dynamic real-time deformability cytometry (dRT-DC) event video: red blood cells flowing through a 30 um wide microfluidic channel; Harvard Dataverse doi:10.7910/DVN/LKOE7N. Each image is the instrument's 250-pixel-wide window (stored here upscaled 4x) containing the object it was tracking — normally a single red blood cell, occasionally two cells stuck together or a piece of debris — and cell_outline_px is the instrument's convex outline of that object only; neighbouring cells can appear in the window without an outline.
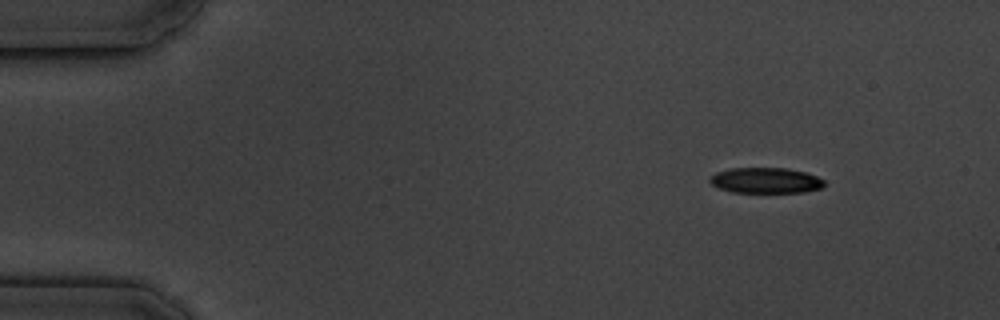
{"species": "common noctule bat (a hibernating species)", "species_latin": "Nyctalus noctula", "temperature_condition": "cold", "stored_images_in_passage": 6, "segment_of_instrument_passage": [2, 2], "camera_frame_rate_fps": 3000, "um_per_image_px": 0.085, "animal": {"sex": "male", "body_mass_g": 19.5, "forearm_length_mm": 54.6}, "frame": {"image": 1, "passage_image": 6, "time_ms": 6.667, "image_size_px": [1000, 320], "cell_outline_px": [[824, 184], [820, 188], [804, 192], [732, 192], [720, 188], [712, 184], [708, 180], [716, 172], [732, 168], [788, 168], [804, 172], [816, 176], [824, 180]], "centroid_in_image_um": [65.08, 15.33], "position_along_channel_um": 19.9, "area_um2": 16.88}}